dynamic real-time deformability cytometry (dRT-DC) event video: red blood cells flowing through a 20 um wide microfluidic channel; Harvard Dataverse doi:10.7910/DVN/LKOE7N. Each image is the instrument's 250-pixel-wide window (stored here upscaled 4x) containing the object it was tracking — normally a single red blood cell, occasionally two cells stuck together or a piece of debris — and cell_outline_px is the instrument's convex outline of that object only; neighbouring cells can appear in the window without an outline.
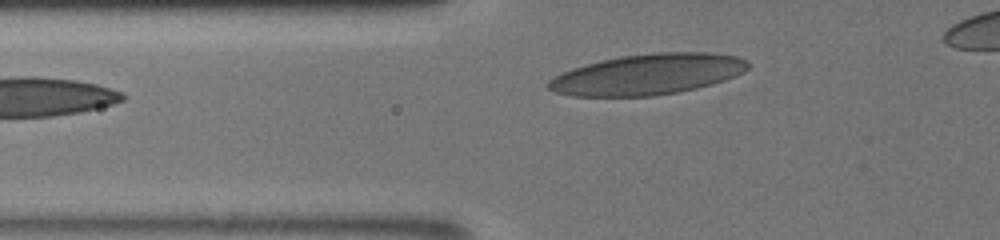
{"species": "human", "species_latin": "Homo sapiens", "temperature_condition": "room temperature", "stored_images_in_passage": 2, "camera_frame_rate_fps": 3000, "um_per_image_px": 0.085, "donor": {"sex": "male"}, "frame": {"image": 1, "passage_image": 2, "time_ms": 1.333, "image_size_px": [1000, 240], "cell_outline_px": [[748, 68], [744, 72], [724, 80], [712, 84], [696, 88], [656, 96], [572, 96], [552, 92], [544, 84], [548, 80], [572, 68], [620, 56], [656, 52], [712, 52], [736, 56], [748, 60]], "centroid_in_image_um": [55.05, 6.32], "position_along_channel_um": 70.7, "area_um2": 47.4}}